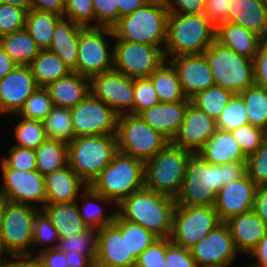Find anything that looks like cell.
Here are the masks:
<instances>
[{
  "label": "cell",
  "mask_w": 267,
  "mask_h": 267,
  "mask_svg": "<svg viewBox=\"0 0 267 267\" xmlns=\"http://www.w3.org/2000/svg\"><path fill=\"white\" fill-rule=\"evenodd\" d=\"M0 267H43V264L31 254H0Z\"/></svg>",
  "instance_id": "94428289"
},
{
  "label": "cell",
  "mask_w": 267,
  "mask_h": 267,
  "mask_svg": "<svg viewBox=\"0 0 267 267\" xmlns=\"http://www.w3.org/2000/svg\"><path fill=\"white\" fill-rule=\"evenodd\" d=\"M97 229L88 228L77 235L60 238L57 248L63 252L74 254H88L94 261L97 254L98 233Z\"/></svg>",
  "instance_id": "ee69618b"
},
{
  "label": "cell",
  "mask_w": 267,
  "mask_h": 267,
  "mask_svg": "<svg viewBox=\"0 0 267 267\" xmlns=\"http://www.w3.org/2000/svg\"><path fill=\"white\" fill-rule=\"evenodd\" d=\"M108 37L114 39L109 27L87 26L81 30L76 64L78 74L91 78L113 70L114 44Z\"/></svg>",
  "instance_id": "30bf717a"
},
{
  "label": "cell",
  "mask_w": 267,
  "mask_h": 267,
  "mask_svg": "<svg viewBox=\"0 0 267 267\" xmlns=\"http://www.w3.org/2000/svg\"><path fill=\"white\" fill-rule=\"evenodd\" d=\"M0 2L21 7L27 11H30L32 0H0Z\"/></svg>",
  "instance_id": "8c879c8a"
},
{
  "label": "cell",
  "mask_w": 267,
  "mask_h": 267,
  "mask_svg": "<svg viewBox=\"0 0 267 267\" xmlns=\"http://www.w3.org/2000/svg\"><path fill=\"white\" fill-rule=\"evenodd\" d=\"M234 95L227 89L213 85L197 93L190 101L216 121Z\"/></svg>",
  "instance_id": "60d3db41"
},
{
  "label": "cell",
  "mask_w": 267,
  "mask_h": 267,
  "mask_svg": "<svg viewBox=\"0 0 267 267\" xmlns=\"http://www.w3.org/2000/svg\"><path fill=\"white\" fill-rule=\"evenodd\" d=\"M169 13L204 14L205 0H164Z\"/></svg>",
  "instance_id": "680465c9"
},
{
  "label": "cell",
  "mask_w": 267,
  "mask_h": 267,
  "mask_svg": "<svg viewBox=\"0 0 267 267\" xmlns=\"http://www.w3.org/2000/svg\"><path fill=\"white\" fill-rule=\"evenodd\" d=\"M49 92L44 87H38L25 101L17 113L20 117L43 121L53 107Z\"/></svg>",
  "instance_id": "bcb514c9"
},
{
  "label": "cell",
  "mask_w": 267,
  "mask_h": 267,
  "mask_svg": "<svg viewBox=\"0 0 267 267\" xmlns=\"http://www.w3.org/2000/svg\"><path fill=\"white\" fill-rule=\"evenodd\" d=\"M63 18L82 26H95V9L92 0H65Z\"/></svg>",
  "instance_id": "681fc988"
},
{
  "label": "cell",
  "mask_w": 267,
  "mask_h": 267,
  "mask_svg": "<svg viewBox=\"0 0 267 267\" xmlns=\"http://www.w3.org/2000/svg\"><path fill=\"white\" fill-rule=\"evenodd\" d=\"M233 264H228V265H219V266H209V267H231Z\"/></svg>",
  "instance_id": "753ad0ef"
},
{
  "label": "cell",
  "mask_w": 267,
  "mask_h": 267,
  "mask_svg": "<svg viewBox=\"0 0 267 267\" xmlns=\"http://www.w3.org/2000/svg\"><path fill=\"white\" fill-rule=\"evenodd\" d=\"M59 239L60 237L58 231L53 226L51 220L42 210H40L35 216L33 241H32V255H34L36 252L34 251V249L37 250L38 247L39 248L35 256H37L38 254H40L45 250L57 248ZM41 245L44 247H42Z\"/></svg>",
  "instance_id": "7bdbcfd3"
},
{
  "label": "cell",
  "mask_w": 267,
  "mask_h": 267,
  "mask_svg": "<svg viewBox=\"0 0 267 267\" xmlns=\"http://www.w3.org/2000/svg\"><path fill=\"white\" fill-rule=\"evenodd\" d=\"M113 41V69L127 77H149L166 61L162 47L124 40Z\"/></svg>",
  "instance_id": "7c38bea8"
},
{
  "label": "cell",
  "mask_w": 267,
  "mask_h": 267,
  "mask_svg": "<svg viewBox=\"0 0 267 267\" xmlns=\"http://www.w3.org/2000/svg\"><path fill=\"white\" fill-rule=\"evenodd\" d=\"M216 130V121L190 102L184 120L171 143L197 153Z\"/></svg>",
  "instance_id": "ffe728a7"
},
{
  "label": "cell",
  "mask_w": 267,
  "mask_h": 267,
  "mask_svg": "<svg viewBox=\"0 0 267 267\" xmlns=\"http://www.w3.org/2000/svg\"><path fill=\"white\" fill-rule=\"evenodd\" d=\"M215 40L240 56L252 60L265 42L254 32L229 22H223L216 26Z\"/></svg>",
  "instance_id": "f1b7e54d"
},
{
  "label": "cell",
  "mask_w": 267,
  "mask_h": 267,
  "mask_svg": "<svg viewBox=\"0 0 267 267\" xmlns=\"http://www.w3.org/2000/svg\"><path fill=\"white\" fill-rule=\"evenodd\" d=\"M31 9L53 12L63 16L65 0H32Z\"/></svg>",
  "instance_id": "e7e4bbea"
},
{
  "label": "cell",
  "mask_w": 267,
  "mask_h": 267,
  "mask_svg": "<svg viewBox=\"0 0 267 267\" xmlns=\"http://www.w3.org/2000/svg\"><path fill=\"white\" fill-rule=\"evenodd\" d=\"M41 210L51 220L60 238L77 235L88 229L80 216L77 201L56 204L46 203Z\"/></svg>",
  "instance_id": "1f68e13d"
},
{
  "label": "cell",
  "mask_w": 267,
  "mask_h": 267,
  "mask_svg": "<svg viewBox=\"0 0 267 267\" xmlns=\"http://www.w3.org/2000/svg\"><path fill=\"white\" fill-rule=\"evenodd\" d=\"M150 0H115L119 9V18L133 13L136 9L144 6Z\"/></svg>",
  "instance_id": "a7ac6f4b"
},
{
  "label": "cell",
  "mask_w": 267,
  "mask_h": 267,
  "mask_svg": "<svg viewBox=\"0 0 267 267\" xmlns=\"http://www.w3.org/2000/svg\"><path fill=\"white\" fill-rule=\"evenodd\" d=\"M116 137L117 151L144 163L170 143L160 132L133 114L118 116Z\"/></svg>",
  "instance_id": "9c48e42d"
},
{
  "label": "cell",
  "mask_w": 267,
  "mask_h": 267,
  "mask_svg": "<svg viewBox=\"0 0 267 267\" xmlns=\"http://www.w3.org/2000/svg\"><path fill=\"white\" fill-rule=\"evenodd\" d=\"M169 12L164 0H150L112 27L113 40L144 43L165 48Z\"/></svg>",
  "instance_id": "277c9868"
},
{
  "label": "cell",
  "mask_w": 267,
  "mask_h": 267,
  "mask_svg": "<svg viewBox=\"0 0 267 267\" xmlns=\"http://www.w3.org/2000/svg\"><path fill=\"white\" fill-rule=\"evenodd\" d=\"M9 200L2 194H0V254H2V229L4 213Z\"/></svg>",
  "instance_id": "2644e50d"
},
{
  "label": "cell",
  "mask_w": 267,
  "mask_h": 267,
  "mask_svg": "<svg viewBox=\"0 0 267 267\" xmlns=\"http://www.w3.org/2000/svg\"><path fill=\"white\" fill-rule=\"evenodd\" d=\"M8 155H2L0 169H16L24 171L36 170L35 149L11 146Z\"/></svg>",
  "instance_id": "7dc6e473"
},
{
  "label": "cell",
  "mask_w": 267,
  "mask_h": 267,
  "mask_svg": "<svg viewBox=\"0 0 267 267\" xmlns=\"http://www.w3.org/2000/svg\"><path fill=\"white\" fill-rule=\"evenodd\" d=\"M197 153L212 165L247 161V156L231 132L218 129Z\"/></svg>",
  "instance_id": "4316f807"
},
{
  "label": "cell",
  "mask_w": 267,
  "mask_h": 267,
  "mask_svg": "<svg viewBox=\"0 0 267 267\" xmlns=\"http://www.w3.org/2000/svg\"><path fill=\"white\" fill-rule=\"evenodd\" d=\"M89 186L118 205L133 192L145 187L144 162L117 151Z\"/></svg>",
  "instance_id": "5b68a950"
},
{
  "label": "cell",
  "mask_w": 267,
  "mask_h": 267,
  "mask_svg": "<svg viewBox=\"0 0 267 267\" xmlns=\"http://www.w3.org/2000/svg\"><path fill=\"white\" fill-rule=\"evenodd\" d=\"M42 122L47 139L70 143L75 138L69 108L53 106L51 112Z\"/></svg>",
  "instance_id": "ab89813d"
},
{
  "label": "cell",
  "mask_w": 267,
  "mask_h": 267,
  "mask_svg": "<svg viewBox=\"0 0 267 267\" xmlns=\"http://www.w3.org/2000/svg\"><path fill=\"white\" fill-rule=\"evenodd\" d=\"M221 221L214 206L176 205L170 241L190 249Z\"/></svg>",
  "instance_id": "8fae6325"
},
{
  "label": "cell",
  "mask_w": 267,
  "mask_h": 267,
  "mask_svg": "<svg viewBox=\"0 0 267 267\" xmlns=\"http://www.w3.org/2000/svg\"><path fill=\"white\" fill-rule=\"evenodd\" d=\"M238 95L247 109L249 124L267 132V88L253 85Z\"/></svg>",
  "instance_id": "74e56055"
},
{
  "label": "cell",
  "mask_w": 267,
  "mask_h": 267,
  "mask_svg": "<svg viewBox=\"0 0 267 267\" xmlns=\"http://www.w3.org/2000/svg\"><path fill=\"white\" fill-rule=\"evenodd\" d=\"M159 102L190 101L184 94L176 69L165 61L150 76Z\"/></svg>",
  "instance_id": "836d02e7"
},
{
  "label": "cell",
  "mask_w": 267,
  "mask_h": 267,
  "mask_svg": "<svg viewBox=\"0 0 267 267\" xmlns=\"http://www.w3.org/2000/svg\"><path fill=\"white\" fill-rule=\"evenodd\" d=\"M45 88L54 106L71 109L90 93V78L71 72Z\"/></svg>",
  "instance_id": "f546056e"
},
{
  "label": "cell",
  "mask_w": 267,
  "mask_h": 267,
  "mask_svg": "<svg viewBox=\"0 0 267 267\" xmlns=\"http://www.w3.org/2000/svg\"><path fill=\"white\" fill-rule=\"evenodd\" d=\"M192 154L189 150L168 143L144 163L145 188L175 199L181 190Z\"/></svg>",
  "instance_id": "8992f818"
},
{
  "label": "cell",
  "mask_w": 267,
  "mask_h": 267,
  "mask_svg": "<svg viewBox=\"0 0 267 267\" xmlns=\"http://www.w3.org/2000/svg\"><path fill=\"white\" fill-rule=\"evenodd\" d=\"M247 174L256 186L267 185V140L247 157Z\"/></svg>",
  "instance_id": "f5cc1de1"
},
{
  "label": "cell",
  "mask_w": 267,
  "mask_h": 267,
  "mask_svg": "<svg viewBox=\"0 0 267 267\" xmlns=\"http://www.w3.org/2000/svg\"><path fill=\"white\" fill-rule=\"evenodd\" d=\"M174 198L147 188L133 192L117 205V214L137 223L159 238H169L172 231Z\"/></svg>",
  "instance_id": "7a4b0ae2"
},
{
  "label": "cell",
  "mask_w": 267,
  "mask_h": 267,
  "mask_svg": "<svg viewBox=\"0 0 267 267\" xmlns=\"http://www.w3.org/2000/svg\"><path fill=\"white\" fill-rule=\"evenodd\" d=\"M68 267H95V261L88 254L66 252Z\"/></svg>",
  "instance_id": "003e7915"
},
{
  "label": "cell",
  "mask_w": 267,
  "mask_h": 267,
  "mask_svg": "<svg viewBox=\"0 0 267 267\" xmlns=\"http://www.w3.org/2000/svg\"><path fill=\"white\" fill-rule=\"evenodd\" d=\"M116 152V135L75 137L68 143V165L89 185L111 162Z\"/></svg>",
  "instance_id": "52a82bcc"
},
{
  "label": "cell",
  "mask_w": 267,
  "mask_h": 267,
  "mask_svg": "<svg viewBox=\"0 0 267 267\" xmlns=\"http://www.w3.org/2000/svg\"><path fill=\"white\" fill-rule=\"evenodd\" d=\"M90 93L118 116L134 115V78L111 70L90 78Z\"/></svg>",
  "instance_id": "9a60e30c"
},
{
  "label": "cell",
  "mask_w": 267,
  "mask_h": 267,
  "mask_svg": "<svg viewBox=\"0 0 267 267\" xmlns=\"http://www.w3.org/2000/svg\"><path fill=\"white\" fill-rule=\"evenodd\" d=\"M70 110L74 137L116 135L118 115L91 93Z\"/></svg>",
  "instance_id": "5bb4252c"
},
{
  "label": "cell",
  "mask_w": 267,
  "mask_h": 267,
  "mask_svg": "<svg viewBox=\"0 0 267 267\" xmlns=\"http://www.w3.org/2000/svg\"><path fill=\"white\" fill-rule=\"evenodd\" d=\"M46 203L75 202L88 186L67 165L44 176Z\"/></svg>",
  "instance_id": "d4e9b609"
},
{
  "label": "cell",
  "mask_w": 267,
  "mask_h": 267,
  "mask_svg": "<svg viewBox=\"0 0 267 267\" xmlns=\"http://www.w3.org/2000/svg\"><path fill=\"white\" fill-rule=\"evenodd\" d=\"M253 67L255 85L267 88V41L260 46L256 53Z\"/></svg>",
  "instance_id": "91938a15"
},
{
  "label": "cell",
  "mask_w": 267,
  "mask_h": 267,
  "mask_svg": "<svg viewBox=\"0 0 267 267\" xmlns=\"http://www.w3.org/2000/svg\"><path fill=\"white\" fill-rule=\"evenodd\" d=\"M0 194L9 202L42 209L46 204L44 176L37 170L1 169ZM38 203V204H37Z\"/></svg>",
  "instance_id": "2e32d148"
},
{
  "label": "cell",
  "mask_w": 267,
  "mask_h": 267,
  "mask_svg": "<svg viewBox=\"0 0 267 267\" xmlns=\"http://www.w3.org/2000/svg\"><path fill=\"white\" fill-rule=\"evenodd\" d=\"M237 251L248 255L266 235L267 225L251 210L225 221Z\"/></svg>",
  "instance_id": "cb8c5ba5"
},
{
  "label": "cell",
  "mask_w": 267,
  "mask_h": 267,
  "mask_svg": "<svg viewBox=\"0 0 267 267\" xmlns=\"http://www.w3.org/2000/svg\"><path fill=\"white\" fill-rule=\"evenodd\" d=\"M111 204L114 206L111 210L112 212L105 213V208L107 207L104 206ZM77 207L82 220L91 229L99 230L104 226L111 225L117 214V205L112 200L94 191L89 185L81 192L77 199Z\"/></svg>",
  "instance_id": "83f0119b"
},
{
  "label": "cell",
  "mask_w": 267,
  "mask_h": 267,
  "mask_svg": "<svg viewBox=\"0 0 267 267\" xmlns=\"http://www.w3.org/2000/svg\"><path fill=\"white\" fill-rule=\"evenodd\" d=\"M63 18L53 12L31 9L27 12L25 29L40 50H49L56 24Z\"/></svg>",
  "instance_id": "d590c367"
},
{
  "label": "cell",
  "mask_w": 267,
  "mask_h": 267,
  "mask_svg": "<svg viewBox=\"0 0 267 267\" xmlns=\"http://www.w3.org/2000/svg\"><path fill=\"white\" fill-rule=\"evenodd\" d=\"M247 174V161L212 165L198 153L187 163L177 205L214 206L219 190L229 182Z\"/></svg>",
  "instance_id": "6da1fadb"
},
{
  "label": "cell",
  "mask_w": 267,
  "mask_h": 267,
  "mask_svg": "<svg viewBox=\"0 0 267 267\" xmlns=\"http://www.w3.org/2000/svg\"><path fill=\"white\" fill-rule=\"evenodd\" d=\"M36 170L43 176L68 165V143L46 139L35 149Z\"/></svg>",
  "instance_id": "8d00e7d4"
},
{
  "label": "cell",
  "mask_w": 267,
  "mask_h": 267,
  "mask_svg": "<svg viewBox=\"0 0 267 267\" xmlns=\"http://www.w3.org/2000/svg\"><path fill=\"white\" fill-rule=\"evenodd\" d=\"M27 10L0 2V37L25 28Z\"/></svg>",
  "instance_id": "f907efd6"
},
{
  "label": "cell",
  "mask_w": 267,
  "mask_h": 267,
  "mask_svg": "<svg viewBox=\"0 0 267 267\" xmlns=\"http://www.w3.org/2000/svg\"><path fill=\"white\" fill-rule=\"evenodd\" d=\"M159 99L149 77L134 78V115L157 105Z\"/></svg>",
  "instance_id": "816d5d0a"
},
{
  "label": "cell",
  "mask_w": 267,
  "mask_h": 267,
  "mask_svg": "<svg viewBox=\"0 0 267 267\" xmlns=\"http://www.w3.org/2000/svg\"><path fill=\"white\" fill-rule=\"evenodd\" d=\"M38 87L30 67L17 65L0 79V115L18 113Z\"/></svg>",
  "instance_id": "d6986e66"
},
{
  "label": "cell",
  "mask_w": 267,
  "mask_h": 267,
  "mask_svg": "<svg viewBox=\"0 0 267 267\" xmlns=\"http://www.w3.org/2000/svg\"><path fill=\"white\" fill-rule=\"evenodd\" d=\"M16 66L17 64L10 58L0 44V79L9 74Z\"/></svg>",
  "instance_id": "89a4df30"
},
{
  "label": "cell",
  "mask_w": 267,
  "mask_h": 267,
  "mask_svg": "<svg viewBox=\"0 0 267 267\" xmlns=\"http://www.w3.org/2000/svg\"><path fill=\"white\" fill-rule=\"evenodd\" d=\"M170 238H158L136 260V267H166L165 251Z\"/></svg>",
  "instance_id": "db71d44e"
},
{
  "label": "cell",
  "mask_w": 267,
  "mask_h": 267,
  "mask_svg": "<svg viewBox=\"0 0 267 267\" xmlns=\"http://www.w3.org/2000/svg\"><path fill=\"white\" fill-rule=\"evenodd\" d=\"M227 22L267 41V0H230Z\"/></svg>",
  "instance_id": "484cf974"
},
{
  "label": "cell",
  "mask_w": 267,
  "mask_h": 267,
  "mask_svg": "<svg viewBox=\"0 0 267 267\" xmlns=\"http://www.w3.org/2000/svg\"><path fill=\"white\" fill-rule=\"evenodd\" d=\"M216 27L203 14L169 13L164 55L202 54L215 41Z\"/></svg>",
  "instance_id": "3957f363"
},
{
  "label": "cell",
  "mask_w": 267,
  "mask_h": 267,
  "mask_svg": "<svg viewBox=\"0 0 267 267\" xmlns=\"http://www.w3.org/2000/svg\"><path fill=\"white\" fill-rule=\"evenodd\" d=\"M190 102H159L142 111L138 116L171 142L184 120V114Z\"/></svg>",
  "instance_id": "603a6c76"
},
{
  "label": "cell",
  "mask_w": 267,
  "mask_h": 267,
  "mask_svg": "<svg viewBox=\"0 0 267 267\" xmlns=\"http://www.w3.org/2000/svg\"><path fill=\"white\" fill-rule=\"evenodd\" d=\"M248 256L255 259L254 263L248 264L250 267H267V232Z\"/></svg>",
  "instance_id": "03108f58"
},
{
  "label": "cell",
  "mask_w": 267,
  "mask_h": 267,
  "mask_svg": "<svg viewBox=\"0 0 267 267\" xmlns=\"http://www.w3.org/2000/svg\"><path fill=\"white\" fill-rule=\"evenodd\" d=\"M85 26L62 18L53 31L49 50L57 54L72 72H76L78 39Z\"/></svg>",
  "instance_id": "4dcf8cb0"
},
{
  "label": "cell",
  "mask_w": 267,
  "mask_h": 267,
  "mask_svg": "<svg viewBox=\"0 0 267 267\" xmlns=\"http://www.w3.org/2000/svg\"><path fill=\"white\" fill-rule=\"evenodd\" d=\"M168 61L176 69L182 90L188 99L215 85L204 53L180 55Z\"/></svg>",
  "instance_id": "44dd1931"
},
{
  "label": "cell",
  "mask_w": 267,
  "mask_h": 267,
  "mask_svg": "<svg viewBox=\"0 0 267 267\" xmlns=\"http://www.w3.org/2000/svg\"><path fill=\"white\" fill-rule=\"evenodd\" d=\"M255 182L248 174L225 184L218 192L214 208L221 222L253 210Z\"/></svg>",
  "instance_id": "ac0fdd59"
},
{
  "label": "cell",
  "mask_w": 267,
  "mask_h": 267,
  "mask_svg": "<svg viewBox=\"0 0 267 267\" xmlns=\"http://www.w3.org/2000/svg\"><path fill=\"white\" fill-rule=\"evenodd\" d=\"M198 267L234 264L241 255L233 242L230 230L221 222L203 239L190 248Z\"/></svg>",
  "instance_id": "e0dca14e"
},
{
  "label": "cell",
  "mask_w": 267,
  "mask_h": 267,
  "mask_svg": "<svg viewBox=\"0 0 267 267\" xmlns=\"http://www.w3.org/2000/svg\"><path fill=\"white\" fill-rule=\"evenodd\" d=\"M215 85L239 94L255 85L253 60L216 40L204 51Z\"/></svg>",
  "instance_id": "ba28073f"
},
{
  "label": "cell",
  "mask_w": 267,
  "mask_h": 267,
  "mask_svg": "<svg viewBox=\"0 0 267 267\" xmlns=\"http://www.w3.org/2000/svg\"><path fill=\"white\" fill-rule=\"evenodd\" d=\"M243 153L248 157L267 140V132L251 124H245L231 131Z\"/></svg>",
  "instance_id": "c3c4849f"
},
{
  "label": "cell",
  "mask_w": 267,
  "mask_h": 267,
  "mask_svg": "<svg viewBox=\"0 0 267 267\" xmlns=\"http://www.w3.org/2000/svg\"><path fill=\"white\" fill-rule=\"evenodd\" d=\"M29 67L37 85L44 88L72 72L62 59L50 50H40Z\"/></svg>",
  "instance_id": "d6a6232c"
},
{
  "label": "cell",
  "mask_w": 267,
  "mask_h": 267,
  "mask_svg": "<svg viewBox=\"0 0 267 267\" xmlns=\"http://www.w3.org/2000/svg\"><path fill=\"white\" fill-rule=\"evenodd\" d=\"M0 44L10 58L21 66H29L40 52L36 41L25 28L0 37Z\"/></svg>",
  "instance_id": "e575fe53"
},
{
  "label": "cell",
  "mask_w": 267,
  "mask_h": 267,
  "mask_svg": "<svg viewBox=\"0 0 267 267\" xmlns=\"http://www.w3.org/2000/svg\"><path fill=\"white\" fill-rule=\"evenodd\" d=\"M230 0H205L204 16L216 27L227 22Z\"/></svg>",
  "instance_id": "6f0895ef"
},
{
  "label": "cell",
  "mask_w": 267,
  "mask_h": 267,
  "mask_svg": "<svg viewBox=\"0 0 267 267\" xmlns=\"http://www.w3.org/2000/svg\"><path fill=\"white\" fill-rule=\"evenodd\" d=\"M40 209L8 202L3 219L2 254H31L35 216Z\"/></svg>",
  "instance_id": "4fadbf2b"
},
{
  "label": "cell",
  "mask_w": 267,
  "mask_h": 267,
  "mask_svg": "<svg viewBox=\"0 0 267 267\" xmlns=\"http://www.w3.org/2000/svg\"><path fill=\"white\" fill-rule=\"evenodd\" d=\"M253 211L267 225V185L256 187Z\"/></svg>",
  "instance_id": "be15d7a7"
},
{
  "label": "cell",
  "mask_w": 267,
  "mask_h": 267,
  "mask_svg": "<svg viewBox=\"0 0 267 267\" xmlns=\"http://www.w3.org/2000/svg\"><path fill=\"white\" fill-rule=\"evenodd\" d=\"M121 233L126 236L129 252L138 258L159 237L137 223L122 219L116 214L112 223Z\"/></svg>",
  "instance_id": "f35d334b"
},
{
  "label": "cell",
  "mask_w": 267,
  "mask_h": 267,
  "mask_svg": "<svg viewBox=\"0 0 267 267\" xmlns=\"http://www.w3.org/2000/svg\"><path fill=\"white\" fill-rule=\"evenodd\" d=\"M14 115L18 116L20 120L13 127L14 135L12 136L16 142L13 146L36 149L47 139L41 120L26 119L20 117L17 113L10 116Z\"/></svg>",
  "instance_id": "b9f144b4"
},
{
  "label": "cell",
  "mask_w": 267,
  "mask_h": 267,
  "mask_svg": "<svg viewBox=\"0 0 267 267\" xmlns=\"http://www.w3.org/2000/svg\"><path fill=\"white\" fill-rule=\"evenodd\" d=\"M43 264V267H68L65 252L58 248L45 250L37 255Z\"/></svg>",
  "instance_id": "6125c7cd"
},
{
  "label": "cell",
  "mask_w": 267,
  "mask_h": 267,
  "mask_svg": "<svg viewBox=\"0 0 267 267\" xmlns=\"http://www.w3.org/2000/svg\"><path fill=\"white\" fill-rule=\"evenodd\" d=\"M245 124H249L247 109L242 98L235 94L216 120V128L231 132Z\"/></svg>",
  "instance_id": "f6af8a7d"
},
{
  "label": "cell",
  "mask_w": 267,
  "mask_h": 267,
  "mask_svg": "<svg viewBox=\"0 0 267 267\" xmlns=\"http://www.w3.org/2000/svg\"><path fill=\"white\" fill-rule=\"evenodd\" d=\"M95 267H134L137 258L129 252L126 236L113 225L97 231Z\"/></svg>",
  "instance_id": "7402d4cb"
},
{
  "label": "cell",
  "mask_w": 267,
  "mask_h": 267,
  "mask_svg": "<svg viewBox=\"0 0 267 267\" xmlns=\"http://www.w3.org/2000/svg\"><path fill=\"white\" fill-rule=\"evenodd\" d=\"M166 267H198L190 249L170 242L165 251Z\"/></svg>",
  "instance_id": "9f6ffc18"
},
{
  "label": "cell",
  "mask_w": 267,
  "mask_h": 267,
  "mask_svg": "<svg viewBox=\"0 0 267 267\" xmlns=\"http://www.w3.org/2000/svg\"><path fill=\"white\" fill-rule=\"evenodd\" d=\"M95 9V26L112 28L119 20L115 0H92Z\"/></svg>",
  "instance_id": "11a10c76"
}]
</instances>
